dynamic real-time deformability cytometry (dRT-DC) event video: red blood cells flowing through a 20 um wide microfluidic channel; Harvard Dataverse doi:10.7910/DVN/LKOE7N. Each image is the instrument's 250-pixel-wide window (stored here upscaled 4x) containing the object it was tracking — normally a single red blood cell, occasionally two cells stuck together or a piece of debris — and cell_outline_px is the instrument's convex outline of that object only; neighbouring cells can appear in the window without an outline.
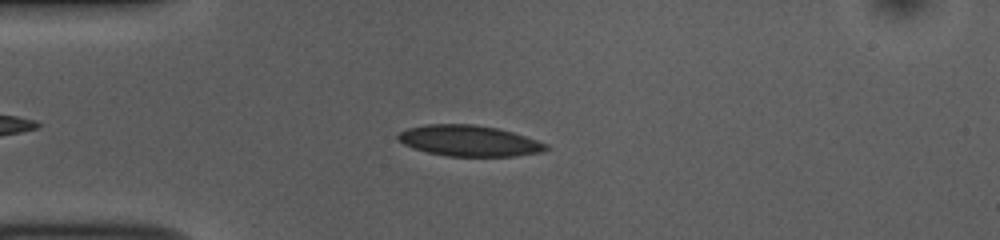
{"species": "common noctule bat (a hibernating species)", "species_latin": "Nyctalus noctula", "temperature_condition": "room temperature", "stored_images_in_passage": 48, "camera_frame_rate_fps": 3000, "um_per_image_px": 0.085, "animal": {"sex": "female", "body_mass_g": 10.0, "forearm_length_mm": 53.1}, "frame": {"image": 1, "passage_image": 9, "time_ms": 2.667, "image_size_px": [1000, 240], "cell_outline_px": [[552, 148], [544, 152], [516, 156], [448, 156], [428, 152], [412, 148], [396, 140], [396, 136], [400, 132], [408, 128], [424, 124], [472, 124], [496, 128], [512, 132], [548, 144]], "centroid_in_image_um": [39.88, 11.97], "position_along_channel_um": 45.1, "area_um2": 26.76}}
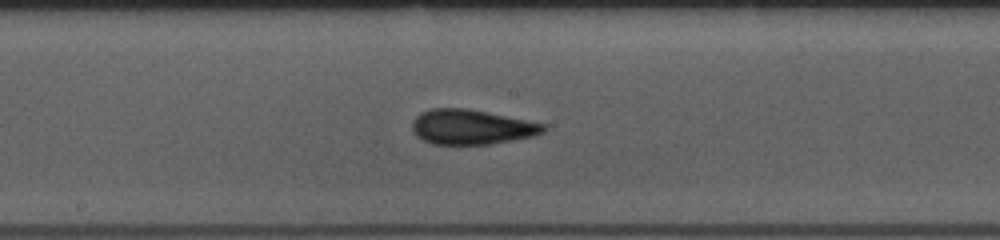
{"frame": {"image": 2, "passage_image": 23, "time_ms": 7.333, "image_size_px": [1000, 240], "cell_outline_px": [[548, 128], [544, 132], [532, 136], [488, 144], [432, 144], [416, 136], [412, 128], [412, 120], [420, 112], [432, 108], [464, 108], [548, 124]], "centroid_in_image_um": [40.07, 10.79], "position_along_channel_um": 208.1, "area_um2": 26.53}}
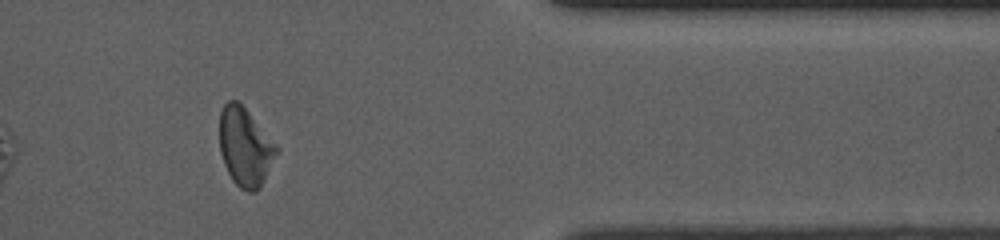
{"frame": {"image": 3, "passage_image": 39, "time_ms": 12.667, "image_size_px": [1000, 240], "cell_outline_px": [[280, 148], [260, 188], [256, 192], [248, 192], [240, 188], [232, 180], [224, 164], [220, 152], [220, 112], [224, 104], [228, 100], [236, 100], [248, 112]], "centroid_in_image_um": [20.84, 12.51], "position_along_channel_um": 390.6, "area_um2": 25.89}, "authors_computed_cell_mechanics": {"area_um2": 26.5013, "velocity_mm_per_s": 3.8377, "shape_relaxation_time_tau1_ms": 2.6008, "shape_relaxation_time_tau2_ms": 1.4854, "deformation_change_tau1": 0.1113, "deformation_change_tau2": 0.0917}}